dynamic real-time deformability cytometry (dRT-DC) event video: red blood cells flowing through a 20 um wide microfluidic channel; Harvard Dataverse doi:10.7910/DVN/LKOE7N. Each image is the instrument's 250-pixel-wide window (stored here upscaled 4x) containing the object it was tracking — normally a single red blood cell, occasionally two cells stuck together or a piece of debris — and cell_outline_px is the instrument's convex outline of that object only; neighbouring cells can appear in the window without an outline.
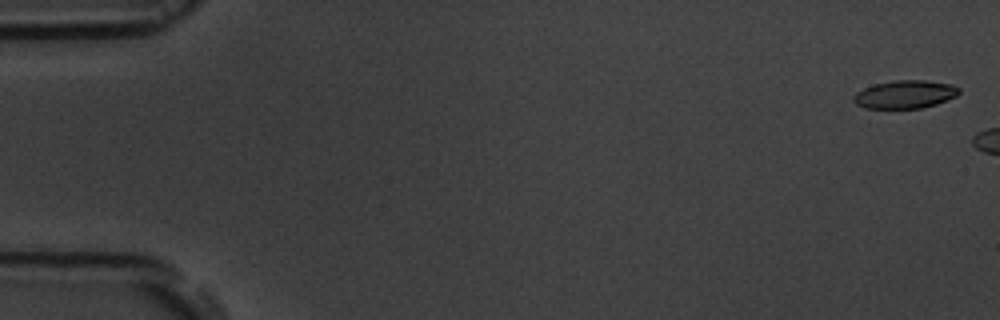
{"species": "common noctule bat (a hibernating species)", "species_latin": "Nyctalus noctula", "temperature_condition": "room temperature", "stored_images_in_passage": 4, "camera_frame_rate_fps": 3000, "um_per_image_px": 0.085, "animal": {"sex": "male", "body_mass_g": 19.5, "forearm_length_mm": 54.6}, "frame": {"image": 1, "passage_image": 1, "time_ms": 0.0, "image_size_px": [1000, 320], "cell_outline_px": [[960, 92], [956, 96], [936, 104], [920, 108], [864, 108], [856, 104], [852, 100], [852, 96], [856, 92], [864, 88], [876, 84], [896, 80], [924, 80], [952, 84], [960, 88]], "centroid_in_image_um": [76.92, 8.02], "position_along_channel_um": 8.1, "area_um2": 17.22}}